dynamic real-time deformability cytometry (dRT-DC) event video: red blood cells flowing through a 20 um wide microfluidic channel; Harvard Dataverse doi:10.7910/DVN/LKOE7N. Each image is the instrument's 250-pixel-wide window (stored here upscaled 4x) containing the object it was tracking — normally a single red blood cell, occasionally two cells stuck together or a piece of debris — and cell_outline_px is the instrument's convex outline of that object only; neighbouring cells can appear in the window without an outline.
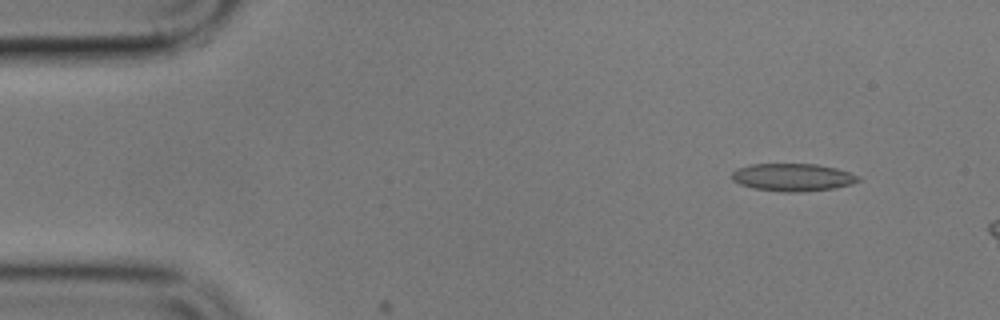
{"species": "common noctule bat (a hibernating species)", "species_latin": "Nyctalus noctula", "temperature_condition": "cold", "stored_images_in_passage": 3, "camera_frame_rate_fps": 3000, "um_per_image_px": 0.085, "animal": {"sex": "male", "body_mass_g": 17.9}, "frame": {"image": 1, "passage_image": 2, "time_ms": 1.333, "image_size_px": [1000, 320], "cell_outline_px": [[860, 180], [852, 184], [832, 188], [804, 192], [784, 192], [752, 188], [740, 184], [732, 180], [732, 172], [736, 168], [752, 164], [816, 164], [836, 168], [860, 176]], "centroid_in_image_um": [67.36, 15.07], "position_along_channel_um": 17.6, "area_um2": 20.4}}